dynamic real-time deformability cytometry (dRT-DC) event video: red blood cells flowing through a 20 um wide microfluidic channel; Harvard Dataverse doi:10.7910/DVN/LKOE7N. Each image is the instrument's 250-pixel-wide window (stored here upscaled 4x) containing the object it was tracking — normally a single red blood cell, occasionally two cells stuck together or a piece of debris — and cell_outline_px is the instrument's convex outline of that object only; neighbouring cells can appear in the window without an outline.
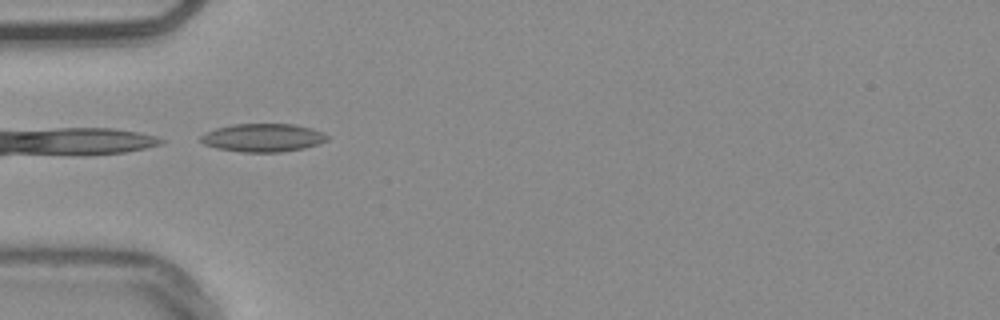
{"species": "common noctule bat (a hibernating species)", "species_latin": "Nyctalus noctula", "temperature_condition": "warm", "stored_images_in_passage": 22, "camera_frame_rate_fps": 3000, "um_per_image_px": 0.085, "animal": {"sex": "male", "body_mass_g": 20.4}, "frame": {"image": 1, "passage_image": 1, "time_ms": 0.0, "image_size_px": [1000, 320], "cell_outline_px": [[328, 140], [320, 144], [304, 148], [280, 152], [240, 152], [216, 148], [204, 144], [200, 140], [200, 136], [216, 128], [232, 124], [292, 124], [312, 128], [324, 132], [328, 136]], "centroid_in_image_um": [22.38, 11.71], "position_along_channel_um": 62.6, "area_um2": 20.87}}